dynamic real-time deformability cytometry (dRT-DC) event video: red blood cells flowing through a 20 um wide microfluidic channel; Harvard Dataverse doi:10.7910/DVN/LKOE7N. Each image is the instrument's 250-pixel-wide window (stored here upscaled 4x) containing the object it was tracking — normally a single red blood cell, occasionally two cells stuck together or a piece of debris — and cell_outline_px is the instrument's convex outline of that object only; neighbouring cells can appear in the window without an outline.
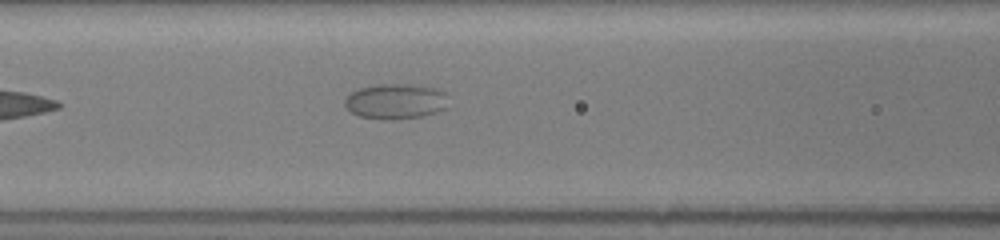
{"species": "common noctule bat (a hibernating species)", "species_latin": "Nyctalus noctula", "temperature_condition": "room temperature", "stored_images_in_passage": 8, "camera_frame_rate_fps": 3000, "um_per_image_px": 0.085, "animal": {"sex": "female", "body_mass_g": 19.5, "forearm_length_mm": 54.1}, "frame": {"image": 1, "passage_image": 8, "time_ms": 4.0, "image_size_px": [1000, 240], "cell_outline_px": [[448, 108], [436, 112], [420, 116], [392, 120], [384, 120], [360, 116], [352, 112], [344, 104], [344, 100], [352, 92], [360, 88], [380, 84], [408, 84], [436, 88], [444, 92]], "centroid_in_image_um": [33.63, 8.62], "position_along_channel_um": 133.0, "area_um2": 21.15}}